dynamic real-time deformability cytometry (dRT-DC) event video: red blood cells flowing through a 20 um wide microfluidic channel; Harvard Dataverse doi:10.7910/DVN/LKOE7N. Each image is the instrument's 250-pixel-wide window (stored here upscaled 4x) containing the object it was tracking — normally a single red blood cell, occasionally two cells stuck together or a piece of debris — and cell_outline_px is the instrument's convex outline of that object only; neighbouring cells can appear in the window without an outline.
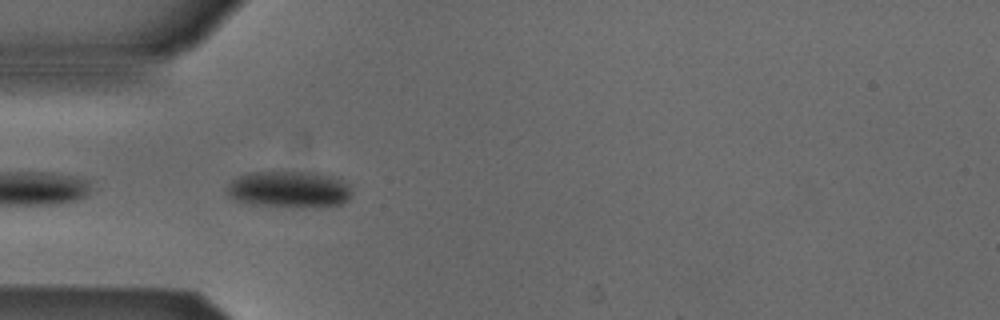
{"species": "Egyptian fruit bat (a non-hibernating species)", "species_latin": "Rousettus aegyptiacus", "temperature_condition": "cold", "stored_images_in_passage": 4, "camera_frame_rate_fps": 3000, "um_per_image_px": 0.085, "animal": {"sex": "male"}, "frame": {"image": 1, "passage_image": 2, "time_ms": 0.333, "image_size_px": [1000, 320], "cell_outline_px": [[352, 192], [348, 200], [340, 204], [316, 208], [300, 208], [252, 204], [232, 200], [224, 192], [224, 188], [236, 176], [248, 172], [316, 172], [332, 176], [348, 184], [352, 188]], "centroid_in_image_um": [24.53, 16.11], "position_along_channel_um": 60.5, "area_um2": 27.4}}